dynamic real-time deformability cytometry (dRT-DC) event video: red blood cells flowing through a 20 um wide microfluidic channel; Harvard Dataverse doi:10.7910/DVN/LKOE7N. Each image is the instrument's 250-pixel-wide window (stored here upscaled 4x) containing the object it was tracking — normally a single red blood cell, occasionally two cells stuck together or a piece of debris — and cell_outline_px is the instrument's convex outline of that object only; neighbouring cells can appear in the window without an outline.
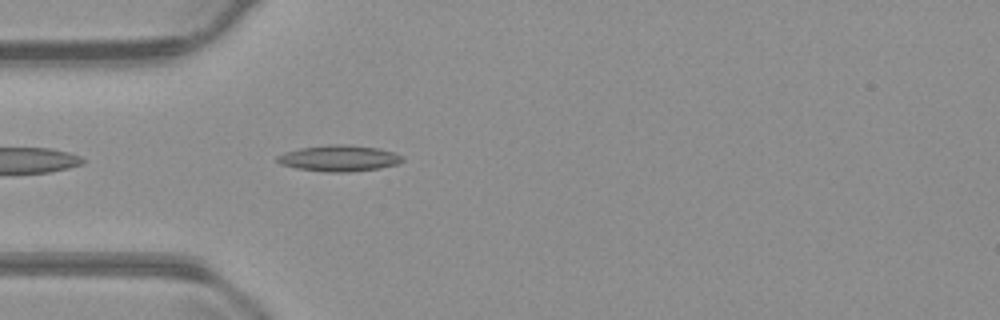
{"species": "common noctule bat (a hibernating species)", "species_latin": "Nyctalus noctula", "temperature_condition": "warm", "stored_images_in_passage": 24, "camera_frame_rate_fps": 3000, "um_per_image_px": 0.085, "animal": {"sex": "male", "body_mass_g": 23.1, "forearm_length_mm": 52.7}, "frame": {"image": 1, "passage_image": 1, "time_ms": 0.0, "image_size_px": [1000, 320], "cell_outline_px": [[404, 160], [396, 164], [380, 168], [348, 172], [324, 172], [296, 168], [280, 164], [276, 160], [276, 156], [284, 152], [300, 148], [328, 144], [348, 144], [380, 148], [396, 152], [404, 156]], "centroid_in_image_um": [28.84, 13.44], "position_along_channel_um": 56.2, "area_um2": 19.36}}
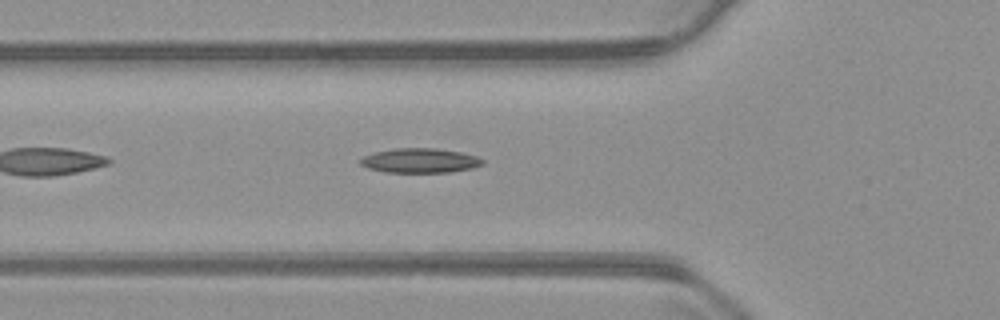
{"frame": {"image": 2, "passage_image": 4, "time_ms": 1.0, "image_size_px": [1000, 320], "cell_outline_px": [[484, 164], [472, 168], [448, 172], [384, 172], [368, 168], [360, 164], [360, 160], [364, 156], [376, 152], [396, 148], [436, 148], [460, 152], [476, 156], [484, 160]], "centroid_in_image_um": [35.71, 13.65], "position_along_channel_um": 90.1, "area_um2": 17.34}}